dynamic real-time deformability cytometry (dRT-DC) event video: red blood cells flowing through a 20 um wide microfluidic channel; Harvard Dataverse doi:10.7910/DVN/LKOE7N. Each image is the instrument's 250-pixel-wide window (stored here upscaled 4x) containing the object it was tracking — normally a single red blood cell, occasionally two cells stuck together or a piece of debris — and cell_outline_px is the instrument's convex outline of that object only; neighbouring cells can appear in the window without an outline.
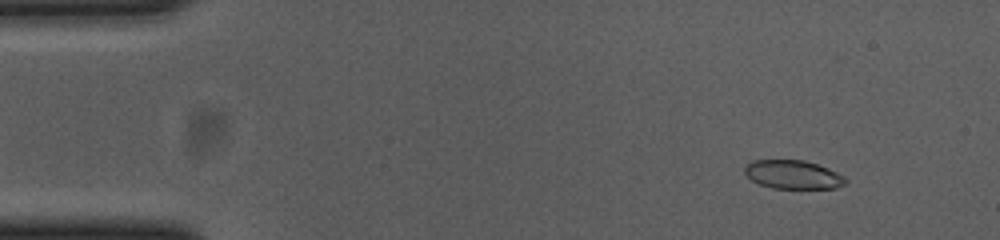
{"species": "common noctule bat (a hibernating species)", "species_latin": "Nyctalus noctula", "temperature_condition": "cold", "stored_images_in_passage": 56, "camera_frame_rate_fps": 3000, "um_per_image_px": 0.085, "animal": {"sex": "female", "body_mass_g": 23.0, "forearm_length_mm": 53.4}, "frame": {"image": 1, "passage_image": 6, "time_ms": 1.667, "image_size_px": [1000, 240], "cell_outline_px": [[848, 184], [836, 188], [772, 188], [760, 184], [752, 180], [744, 172], [744, 168], [752, 160], [804, 160], [828, 168], [844, 176], [848, 180]], "centroid_in_image_um": [67.44, 14.84], "position_along_channel_um": 17.6, "area_um2": 16.82}}
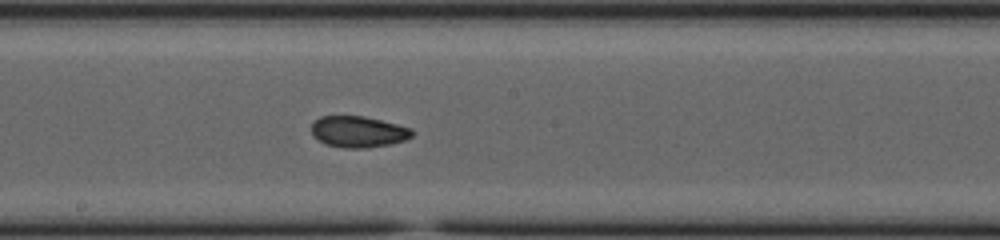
{"frame": {"image": 2, "passage_image": 30, "time_ms": 9.667, "image_size_px": [1000, 240], "cell_outline_px": [[416, 132], [412, 136], [404, 140], [388, 144], [364, 148], [344, 148], [324, 144], [312, 136], [312, 124], [320, 116], [364, 116], [412, 128]], "centroid_in_image_um": [30.44, 11.2], "position_along_channel_um": 217.8, "area_um2": 18.32}}
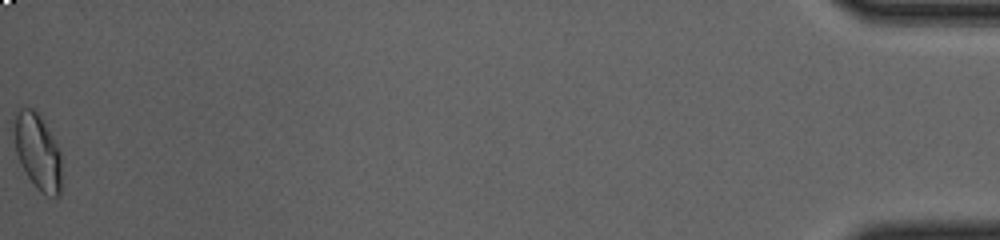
{"frame": {"image": 3, "passage_image": 56, "time_ms": 18.333, "image_size_px": [1000, 240], "cell_outline_px": [[64, 184], [60, 196], [48, 196], [36, 188], [20, 164], [16, 152], [16, 116], [20, 108], [32, 108], [40, 116], [48, 128], [60, 152]], "centroid_in_image_um": [3.29, 12.99], "position_along_channel_um": 431.9, "area_um2": 20.92}, "authors_computed_cell_mechanics": {"area_um2": 18.4382, "velocity_mm_per_s": 3.6732, "shape_relaxation_time_tau1_ms": 9.7645, "shape_relaxation_time_tau2_ms": 1.8104, "deformation_change_tau1": 0.1826, "deformation_change_tau2": 0.0557}}